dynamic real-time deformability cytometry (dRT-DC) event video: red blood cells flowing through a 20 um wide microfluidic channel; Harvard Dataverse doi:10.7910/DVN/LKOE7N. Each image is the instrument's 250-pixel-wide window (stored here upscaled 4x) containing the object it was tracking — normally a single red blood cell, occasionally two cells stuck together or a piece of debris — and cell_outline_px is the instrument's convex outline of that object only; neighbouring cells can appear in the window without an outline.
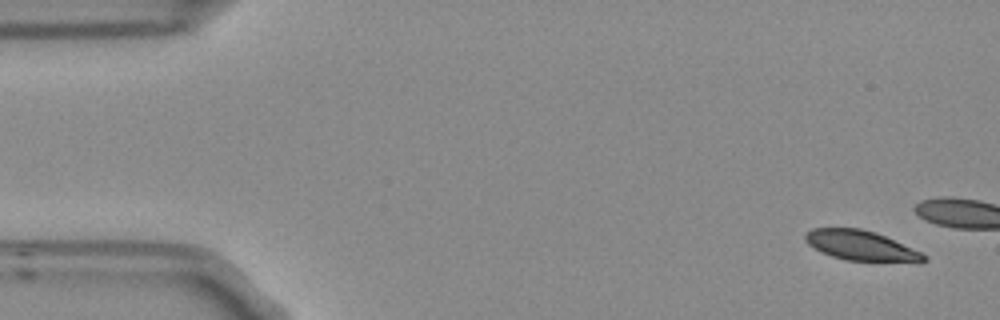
{"species": "Egyptian fruit bat (a non-hibernating species)", "species_latin": "Rousettus aegyptiacus", "temperature_condition": "room temperature", "stored_images_in_passage": 4, "camera_frame_rate_fps": 3000, "um_per_image_px": 0.085, "frame": {"image": 1, "passage_image": 1, "time_ms": 0.0, "image_size_px": [1000, 320], "cell_outline_px": [[928, 260], [920, 264], [844, 260], [820, 252], [808, 244], [804, 240], [804, 232], [812, 228], [860, 228], [876, 232], [920, 252], [928, 256]], "centroid_in_image_um": [73.22, 20.91], "position_along_channel_um": 11.8, "area_um2": 21.33}}